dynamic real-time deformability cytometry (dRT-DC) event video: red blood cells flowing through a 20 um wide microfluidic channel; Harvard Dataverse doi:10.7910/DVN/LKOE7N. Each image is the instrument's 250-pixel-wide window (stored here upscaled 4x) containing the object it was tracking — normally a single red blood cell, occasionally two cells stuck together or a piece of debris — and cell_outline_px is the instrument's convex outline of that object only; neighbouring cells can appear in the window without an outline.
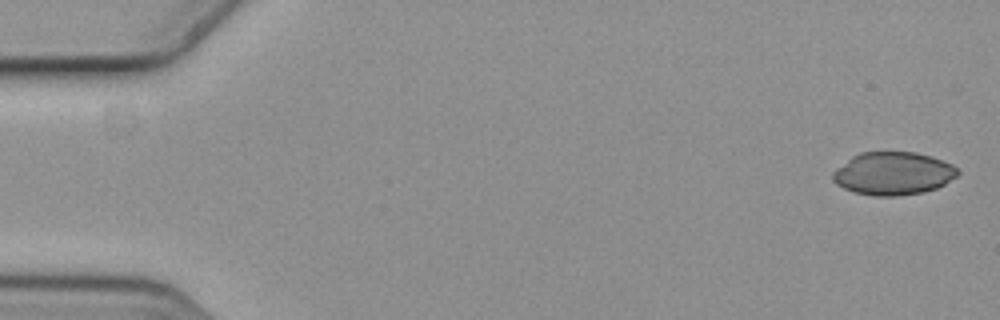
{"species": "common noctule bat (a hibernating species)", "species_latin": "Nyctalus noctula", "temperature_condition": "cold", "stored_images_in_passage": 6, "camera_frame_rate_fps": 3000, "um_per_image_px": 0.085, "animal": {"sex": "female", "body_mass_g": 19.3, "forearm_length_mm": 54.1}, "frame": {"image": 1, "passage_image": 1, "time_ms": 0.0, "image_size_px": [1000, 320], "cell_outline_px": [[960, 172], [956, 176], [944, 184], [936, 188], [924, 192], [896, 196], [872, 196], [852, 192], [836, 184], [832, 180], [832, 172], [836, 168], [852, 156], [860, 152], [916, 152], [932, 156], [952, 164]], "centroid_in_image_um": [75.89, 14.75], "position_along_channel_um": 9.1, "area_um2": 31.44}}